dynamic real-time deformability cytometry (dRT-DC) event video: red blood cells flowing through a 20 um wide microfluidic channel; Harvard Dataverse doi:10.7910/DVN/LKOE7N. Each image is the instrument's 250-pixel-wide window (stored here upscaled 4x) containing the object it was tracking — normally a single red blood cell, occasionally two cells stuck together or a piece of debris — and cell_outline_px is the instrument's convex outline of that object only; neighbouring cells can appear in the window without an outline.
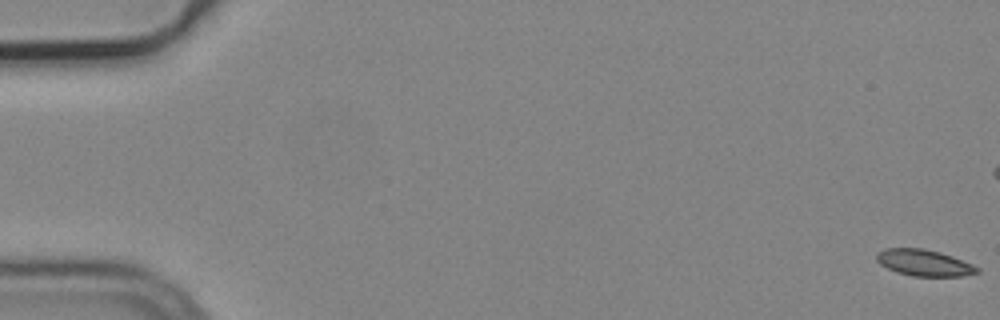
{"species": "common noctule bat (a hibernating species)", "species_latin": "Nyctalus noctula", "temperature_condition": "cold", "stored_images_in_passage": 4, "camera_frame_rate_fps": 3000, "um_per_image_px": 0.085, "animal": {"sex": "male", "body_mass_g": 19.2, "forearm_length_mm": 51.8}, "frame": {"image": 1, "passage_image": 1, "time_ms": 0.0, "image_size_px": [1000, 320], "cell_outline_px": [[980, 272], [964, 276], [912, 276], [896, 272], [880, 264], [876, 260], [876, 252], [884, 248], [924, 248], [940, 252], [952, 256], [972, 264], [980, 268]], "centroid_in_image_um": [78.54, 22.33], "position_along_channel_um": 6.5, "area_um2": 15.61}}